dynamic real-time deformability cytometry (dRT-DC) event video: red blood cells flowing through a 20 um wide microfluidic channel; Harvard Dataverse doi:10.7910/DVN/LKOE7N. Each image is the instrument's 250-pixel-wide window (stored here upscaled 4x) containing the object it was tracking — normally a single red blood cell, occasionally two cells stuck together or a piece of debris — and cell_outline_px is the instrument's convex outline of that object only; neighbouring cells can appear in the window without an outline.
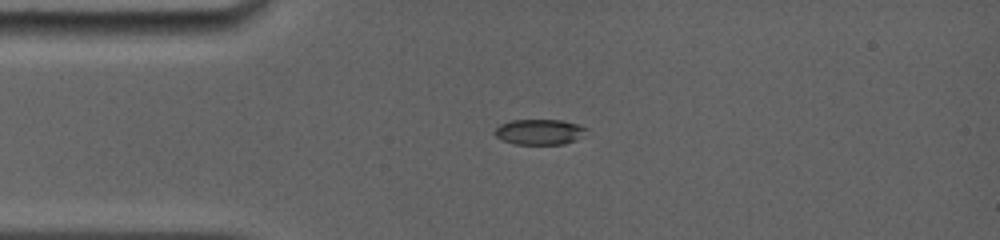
{"species": "common noctule bat (a hibernating species)", "species_latin": "Nyctalus noctula", "temperature_condition": "room temperature", "stored_images_in_passage": 13, "camera_frame_rate_fps": 5000, "um_per_image_px": 0.085, "animal": {"sex": "female", "body_mass_g": 19.0, "forearm_length_mm": 56.7}, "frame": {"image": 1, "passage_image": 2, "time_ms": 1.0, "image_size_px": [1000, 240], "cell_outline_px": [[588, 128], [576, 140], [564, 144], [516, 144], [500, 140], [492, 132], [500, 124], [512, 120], [560, 120], [576, 124]], "centroid_in_image_um": [45.79, 11.21], "position_along_channel_um": 39.2, "area_um2": 13.53}}
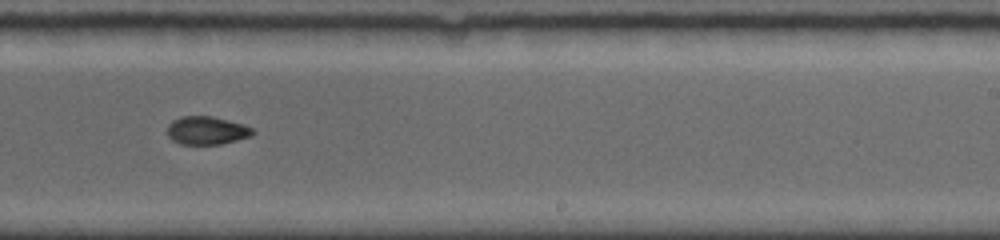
{"frame": {"image": 2, "passage_image": 8, "time_ms": 7.4, "image_size_px": [1000, 240], "cell_outline_px": [[256, 132], [252, 136], [220, 144], [180, 144], [172, 140], [168, 136], [168, 124], [172, 120], [180, 116], [212, 116], [244, 124], [252, 128]], "centroid_in_image_um": [17.58, 11.08], "position_along_channel_um": 271.4, "area_um2": 14.1}}
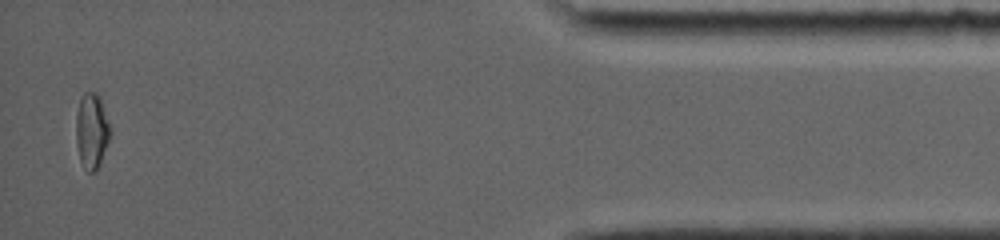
{"frame": {"image": 3, "passage_image": 13, "time_ms": 12.8, "image_size_px": [1000, 240], "cell_outline_px": [[112, 132], [100, 160], [96, 168], [92, 172], [88, 172], [80, 160], [76, 144], [76, 112], [80, 96], [84, 92], [96, 92], [100, 96]], "centroid_in_image_um": [7.78, 11.04], "position_along_channel_um": 427.4, "area_um2": 14.97}, "authors_computed_cell_mechanics": {"area_um2": 14.45, "velocity_mm_per_s": 3.9501, "shape_relaxation_time_tau1_ms": 4.1907, "shape_relaxation_time_tau2_ms": 1.0543, "deformation_change_tau1": 0.1242, "deformation_change_tau2": 0.0288}}